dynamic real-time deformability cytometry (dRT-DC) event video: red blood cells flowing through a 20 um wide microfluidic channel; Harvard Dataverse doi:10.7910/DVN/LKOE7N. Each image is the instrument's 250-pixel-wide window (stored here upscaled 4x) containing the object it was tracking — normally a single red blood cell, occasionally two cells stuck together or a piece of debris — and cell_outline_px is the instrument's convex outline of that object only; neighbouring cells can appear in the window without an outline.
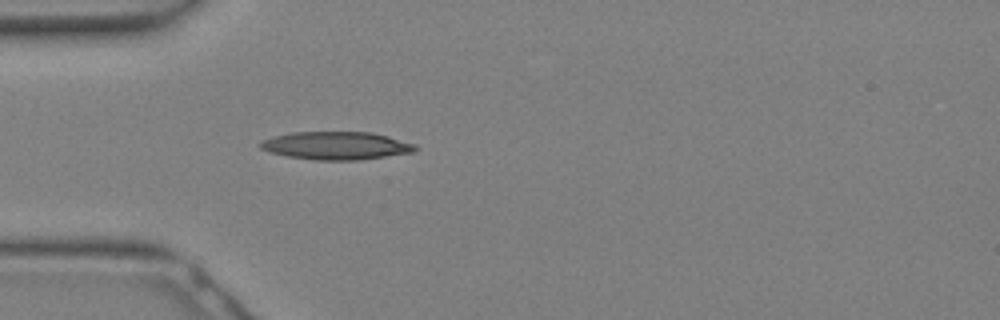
{"species": "Egyptian fruit bat (a non-hibernating species)", "species_latin": "Rousettus aegyptiacus", "temperature_condition": "warm", "stored_images_in_passage": 17, "camera_frame_rate_fps": 3000, "um_per_image_px": 0.085, "animal": {"sex": "female"}, "frame": {"image": 1, "passage_image": 4, "time_ms": 1.0, "image_size_px": [1000, 320], "cell_outline_px": [[420, 148], [412, 152], [360, 160], [316, 160], [288, 156], [272, 152], [260, 148], [260, 144], [264, 140], [276, 136], [292, 132], [372, 132], [388, 136], [416, 144]], "centroid_in_image_um": [28.65, 12.38], "position_along_channel_um": 56.4, "area_um2": 25.03}}
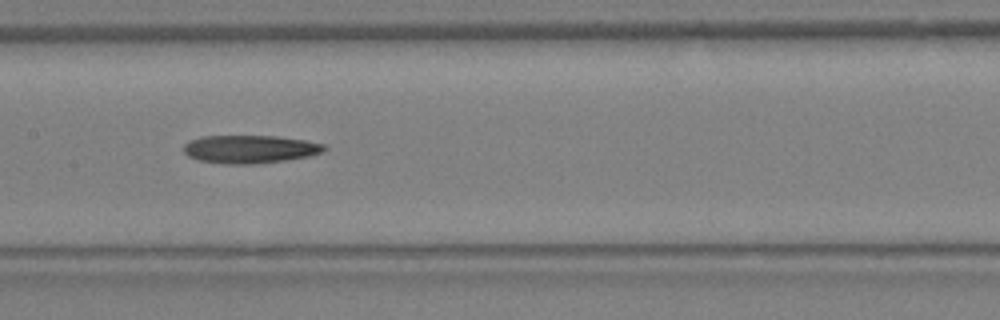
{"frame": {"image": 2, "passage_image": 10, "time_ms": 3.0, "image_size_px": [1000, 320], "cell_outline_px": [[328, 148], [324, 152], [308, 156], [284, 160], [252, 164], [224, 164], [196, 160], [188, 156], [184, 152], [184, 144], [188, 140], [200, 136], [276, 136], [304, 140], [324, 144]], "centroid_in_image_um": [21.21, 12.67], "position_along_channel_um": 186.2, "area_um2": 23.12}}
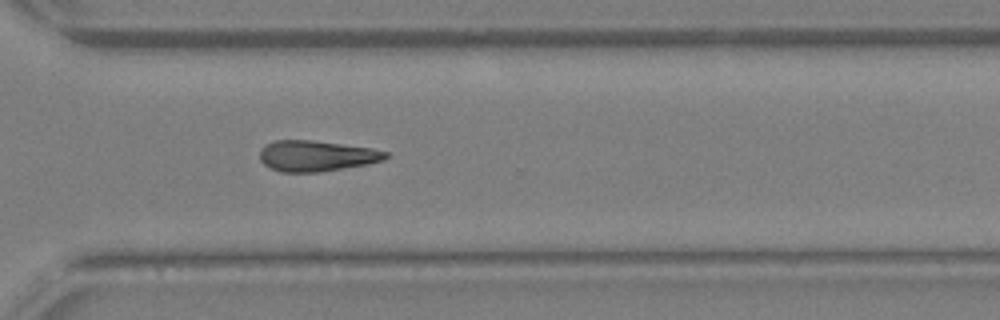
{"frame": {"image": 3, "passage_image": 17, "time_ms": 5.333, "image_size_px": [1000, 320], "cell_outline_px": [[388, 156], [384, 160], [368, 164], [320, 172], [280, 172], [264, 164], [260, 160], [260, 148], [264, 144], [276, 140], [312, 140], [372, 148], [388, 152]], "centroid_in_image_um": [26.88, 13.25], "position_along_channel_um": 343.7, "area_um2": 22.66}}